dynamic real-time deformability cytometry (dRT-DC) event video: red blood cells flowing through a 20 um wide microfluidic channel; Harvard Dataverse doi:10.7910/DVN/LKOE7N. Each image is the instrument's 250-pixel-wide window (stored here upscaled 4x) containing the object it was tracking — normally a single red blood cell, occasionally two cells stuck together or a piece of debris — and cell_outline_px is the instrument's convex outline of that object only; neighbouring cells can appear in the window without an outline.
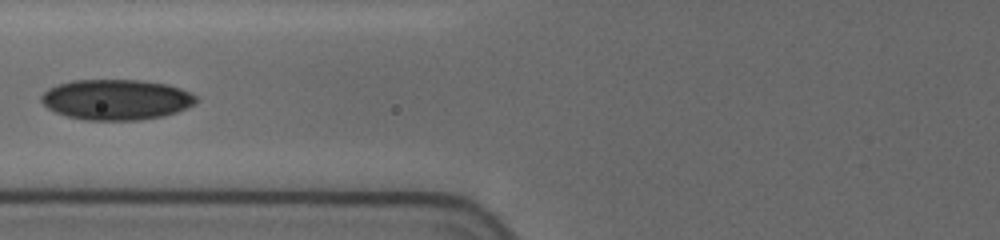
{"species": "human", "species_latin": "Homo sapiens", "temperature_condition": "cold", "stored_images_in_passage": 6, "camera_frame_rate_fps": 3000, "um_per_image_px": 0.085, "donor": {"sex": "female"}, "frame": {"image": 1, "passage_image": 4, "time_ms": 2.667, "image_size_px": [1000, 240], "cell_outline_px": [[200, 100], [196, 104], [176, 112], [164, 116], [140, 120], [84, 120], [68, 116], [56, 112], [48, 108], [40, 100], [40, 96], [48, 88], [72, 80], [136, 80], [168, 84], [192, 92]], "centroid_in_image_um": [9.92, 8.47], "position_along_channel_um": 115.9, "area_um2": 36.7}}
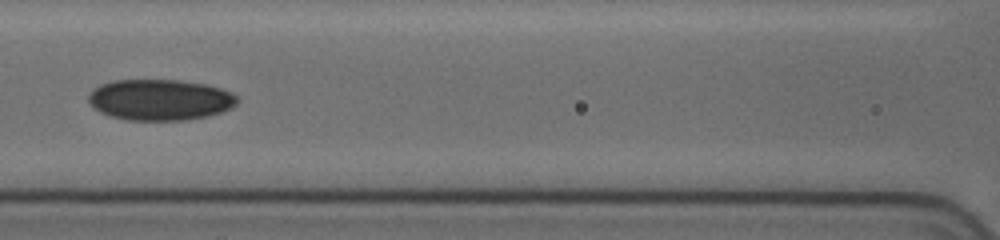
{"frame": {"image": 2, "passage_image": 5, "time_ms": 3.667, "image_size_px": [1000, 240], "cell_outline_px": [[240, 100], [236, 104], [220, 112], [208, 116], [188, 120], [128, 120], [108, 116], [100, 112], [88, 100], [88, 96], [92, 88], [100, 84], [116, 80], [176, 80], [204, 84], [220, 88], [232, 92]], "centroid_in_image_um": [13.58, 8.48], "position_along_channel_um": 153.0, "area_um2": 35.55}}